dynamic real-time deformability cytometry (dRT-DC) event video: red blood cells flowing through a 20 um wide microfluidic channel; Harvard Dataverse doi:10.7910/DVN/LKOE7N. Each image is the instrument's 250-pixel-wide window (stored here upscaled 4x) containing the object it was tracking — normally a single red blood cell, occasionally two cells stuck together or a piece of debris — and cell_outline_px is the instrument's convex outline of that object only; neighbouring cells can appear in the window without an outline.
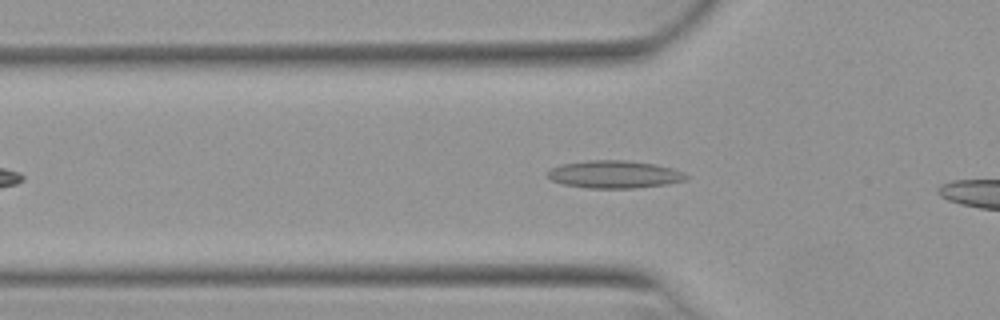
{"species": "Egyptian fruit bat (a non-hibernating species)", "species_latin": "Rousettus aegyptiacus", "temperature_condition": "warm", "stored_images_in_passage": 32, "camera_frame_rate_fps": 3000, "um_per_image_px": 0.085, "animal": {"sex": "female"}, "frame": {"image": 1, "passage_image": 7, "time_ms": 2.0, "image_size_px": [1000, 320], "cell_outline_px": [[688, 176], [684, 180], [664, 184], [636, 188], [584, 188], [564, 184], [552, 180], [544, 176], [544, 172], [560, 164], [588, 160], [624, 160], [656, 164], [672, 168], [684, 172]], "centroid_in_image_um": [52.15, 14.81], "position_along_channel_um": 73.6, "area_um2": 22.43}}
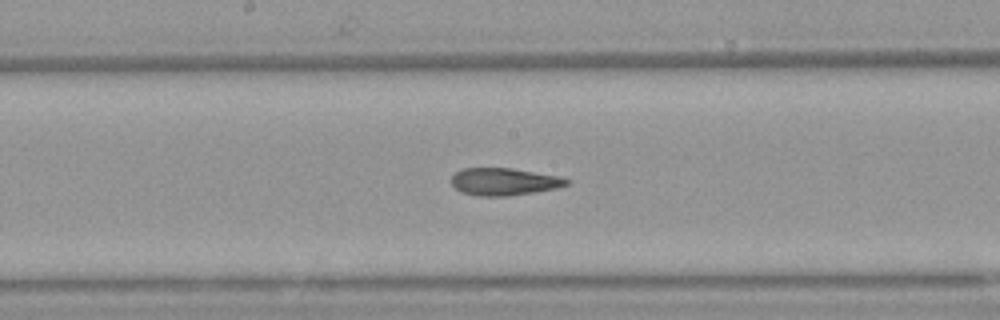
{"frame": {"image": 2, "passage_image": 17, "time_ms": 5.333, "image_size_px": [1000, 320], "cell_outline_px": [[572, 180], [568, 184], [556, 188], [508, 196], [480, 196], [460, 192], [452, 184], [452, 176], [456, 172], [464, 168], [512, 168], [560, 176]], "centroid_in_image_um": [42.86, 15.43], "position_along_channel_um": 205.3, "area_um2": 18.32}}
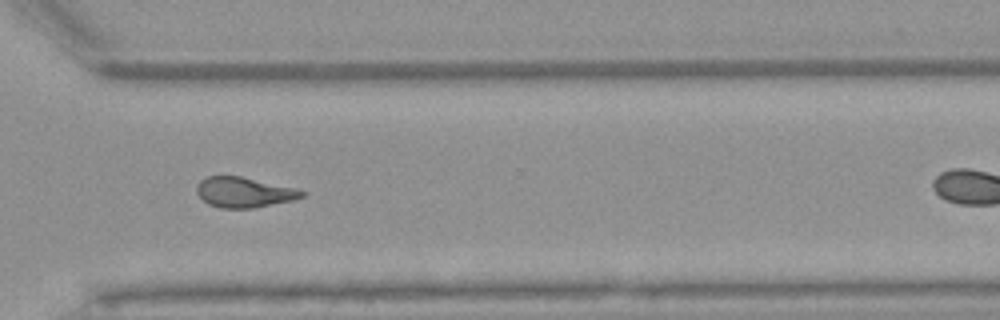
{"frame": {"image": 3, "passage_image": 28, "time_ms": 9.0, "image_size_px": [1000, 320], "cell_outline_px": [[304, 196], [292, 200], [252, 208], [220, 208], [208, 204], [196, 192], [196, 188], [200, 180], [208, 176], [240, 176], [292, 188], [304, 192]], "centroid_in_image_um": [20.67, 16.35], "position_along_channel_um": 349.9, "area_um2": 18.09}}